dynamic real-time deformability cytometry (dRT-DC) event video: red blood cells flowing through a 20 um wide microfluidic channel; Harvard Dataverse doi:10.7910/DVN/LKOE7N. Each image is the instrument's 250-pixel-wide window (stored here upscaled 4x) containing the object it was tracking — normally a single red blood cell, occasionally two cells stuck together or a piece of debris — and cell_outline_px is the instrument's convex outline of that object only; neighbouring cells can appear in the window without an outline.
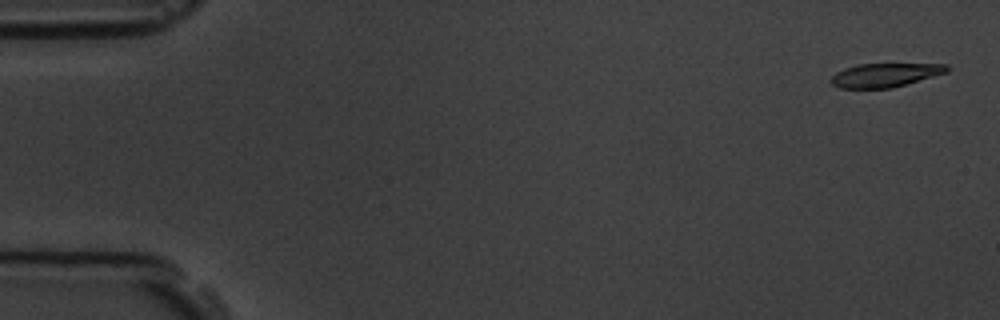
{"species": "common noctule bat (a hibernating species)", "species_latin": "Nyctalus noctula", "temperature_condition": "room temperature", "stored_images_in_passage": 7, "camera_frame_rate_fps": 3000, "um_per_image_px": 0.085, "animal": {"sex": "male", "body_mass_g": 19.5, "forearm_length_mm": 54.6}, "frame": {"image": 1, "passage_image": 1, "time_ms": 0.0, "image_size_px": [1000, 320], "cell_outline_px": [[948, 72], [892, 88], [840, 88], [832, 84], [828, 80], [836, 72], [844, 68], [856, 64], [948, 64]], "centroid_in_image_um": [75.19, 6.38], "position_along_channel_um": 9.8, "area_um2": 16.07}}
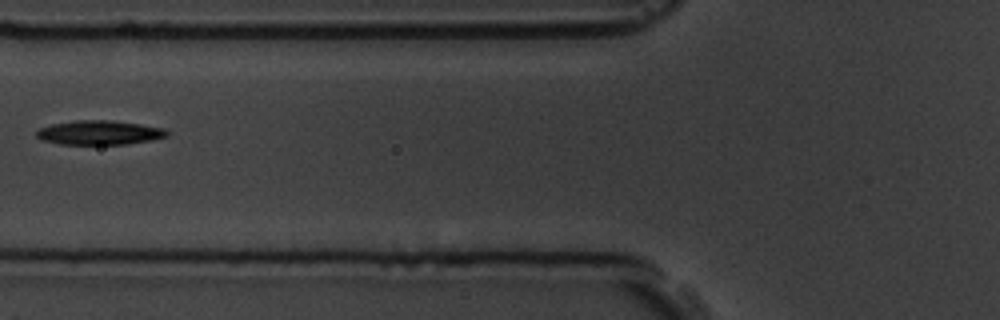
{"frame": {"image": 2, "passage_image": 6, "time_ms": 6.667, "image_size_px": [1000, 320], "cell_outline_px": [[168, 136], [152, 140], [128, 144], [60, 144], [40, 140], [36, 136], [36, 132], [40, 128], [52, 124], [76, 120], [112, 120], [140, 124], [164, 128], [168, 132]], "centroid_in_image_um": [8.44, 11.27], "position_along_channel_um": 117.4, "area_um2": 18.5}}
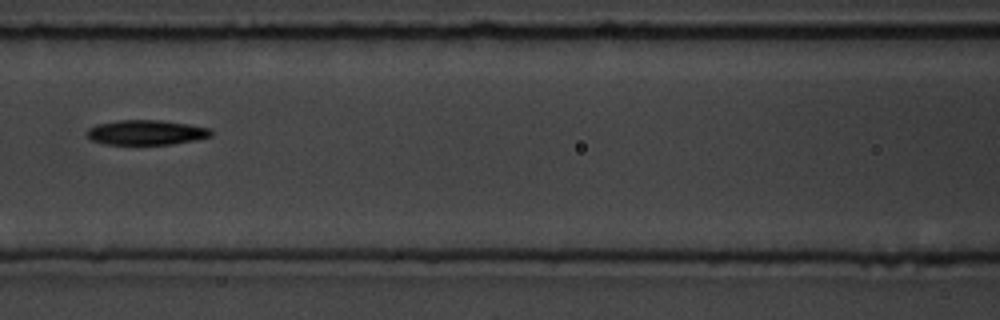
{"frame": {"image": 3, "passage_image": 7, "time_ms": 7.667, "image_size_px": [1000, 320], "cell_outline_px": [[212, 136], [196, 140], [172, 144], [104, 144], [92, 140], [84, 132], [88, 128], [96, 124], [116, 120], [160, 120], [188, 124], [212, 128]], "centroid_in_image_um": [12.42, 11.25], "position_along_channel_um": 154.2, "area_um2": 18.15}}